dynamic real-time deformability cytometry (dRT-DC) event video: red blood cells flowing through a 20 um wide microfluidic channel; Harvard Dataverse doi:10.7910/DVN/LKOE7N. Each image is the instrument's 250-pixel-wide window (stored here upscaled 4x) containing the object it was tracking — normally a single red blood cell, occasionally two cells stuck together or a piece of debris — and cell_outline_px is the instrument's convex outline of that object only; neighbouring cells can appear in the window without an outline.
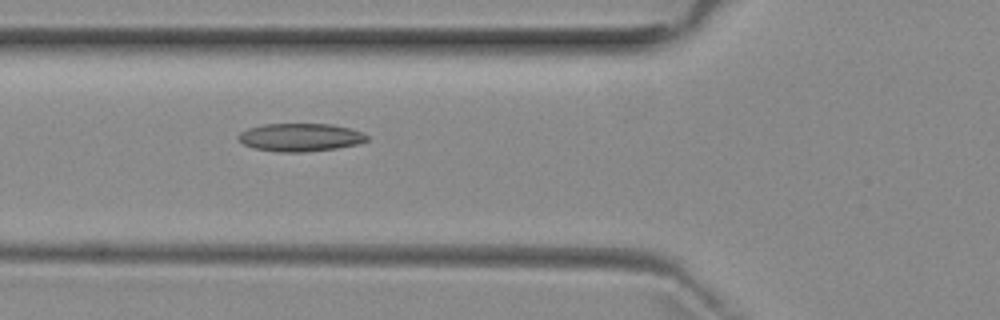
{"species": "common noctule bat (a hibernating species)", "species_latin": "Nyctalus noctula", "temperature_condition": "room temperature", "stored_images_in_passage": 6, "camera_frame_rate_fps": 3000, "um_per_image_px": 0.085, "animal": {"sex": "female", "body_mass_g": 29.2, "forearm_length_mm": 56.3}, "frame": {"image": 1, "passage_image": 6, "time_ms": 5.667, "image_size_px": [1000, 320], "cell_outline_px": [[368, 140], [356, 144], [336, 148], [304, 152], [276, 152], [256, 148], [244, 144], [236, 136], [240, 132], [248, 128], [264, 124], [332, 124], [364, 132], [368, 136]], "centroid_in_image_um": [25.52, 11.67], "position_along_channel_um": 100.3, "area_um2": 20.92}}